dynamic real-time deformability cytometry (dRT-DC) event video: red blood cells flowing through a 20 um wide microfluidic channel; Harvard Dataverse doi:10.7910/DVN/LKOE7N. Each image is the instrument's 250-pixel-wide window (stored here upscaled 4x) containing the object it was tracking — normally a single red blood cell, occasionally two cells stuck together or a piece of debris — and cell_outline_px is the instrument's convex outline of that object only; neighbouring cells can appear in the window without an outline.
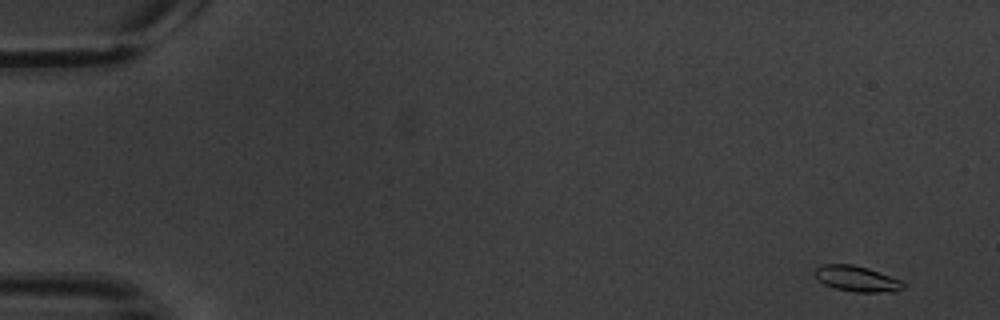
{"species": "common noctule bat (a hibernating species)", "species_latin": "Nyctalus noctula", "temperature_condition": "warm", "stored_images_in_passage": 7, "camera_frame_rate_fps": 3000, "um_per_image_px": 0.085, "animal": {"sex": "male", "body_mass_g": 20.1, "forearm_length_mm": 53.5}, "frame": {"image": 1, "passage_image": 1, "time_ms": 0.0, "image_size_px": [1000, 320], "cell_outline_px": [[908, 284], [904, 288], [896, 292], [852, 292], [836, 288], [824, 284], [812, 272], [816, 268], [824, 264], [852, 264], [868, 268], [900, 280]], "centroid_in_image_um": [72.86, 23.7], "position_along_channel_um": 12.1, "area_um2": 13.29}}
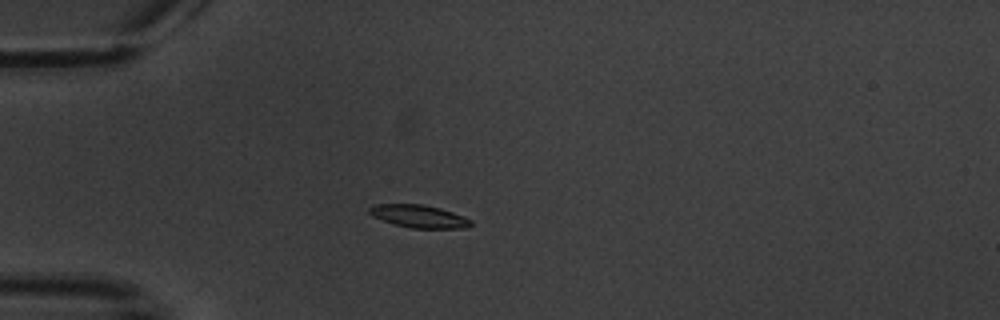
{"frame": {"image": 2, "passage_image": 5, "time_ms": 4.667, "image_size_px": [1000, 320], "cell_outline_px": [[472, 224], [468, 228], [412, 228], [396, 224], [372, 216], [368, 212], [368, 208], [376, 204], [424, 204], [440, 208], [464, 216], [472, 220]], "centroid_in_image_um": [35.64, 18.38], "position_along_channel_um": 49.4, "area_um2": 13.41}}